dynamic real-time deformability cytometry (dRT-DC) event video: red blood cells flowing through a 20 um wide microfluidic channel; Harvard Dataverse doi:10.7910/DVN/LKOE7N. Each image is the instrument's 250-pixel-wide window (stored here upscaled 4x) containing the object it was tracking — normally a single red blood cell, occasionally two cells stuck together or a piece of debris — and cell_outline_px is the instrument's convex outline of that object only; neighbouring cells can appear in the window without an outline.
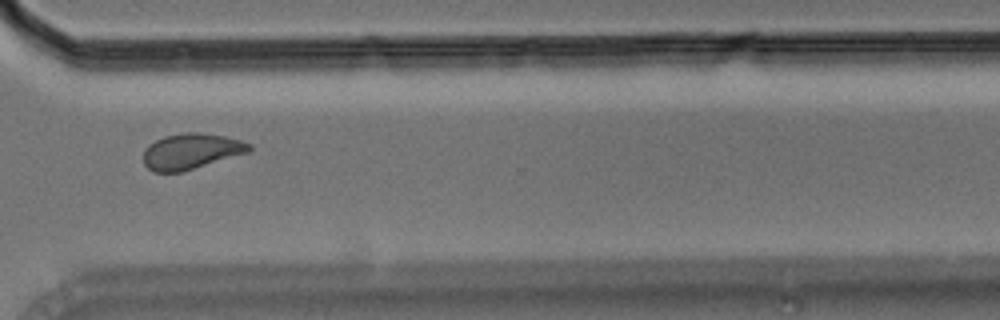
{"species": "Egyptian fruit bat (a non-hibernating species)", "species_latin": "Rousettus aegyptiacus", "temperature_condition": "room temperature", "stored_images_in_passage": 12, "camera_frame_rate_fps": 3000, "um_per_image_px": 0.085, "animal": {"sex": "male"}, "frame": {"image": 1, "passage_image": 10, "time_ms": 3.0, "image_size_px": [1000, 320], "cell_outline_px": [[252, 148], [248, 152], [180, 172], [152, 172], [144, 164], [144, 148], [148, 144], [164, 136], [188, 132], [200, 132], [224, 136], [240, 140], [252, 144]], "centroid_in_image_um": [16.22, 12.85], "position_along_channel_um": 354.4, "area_um2": 21.85}}